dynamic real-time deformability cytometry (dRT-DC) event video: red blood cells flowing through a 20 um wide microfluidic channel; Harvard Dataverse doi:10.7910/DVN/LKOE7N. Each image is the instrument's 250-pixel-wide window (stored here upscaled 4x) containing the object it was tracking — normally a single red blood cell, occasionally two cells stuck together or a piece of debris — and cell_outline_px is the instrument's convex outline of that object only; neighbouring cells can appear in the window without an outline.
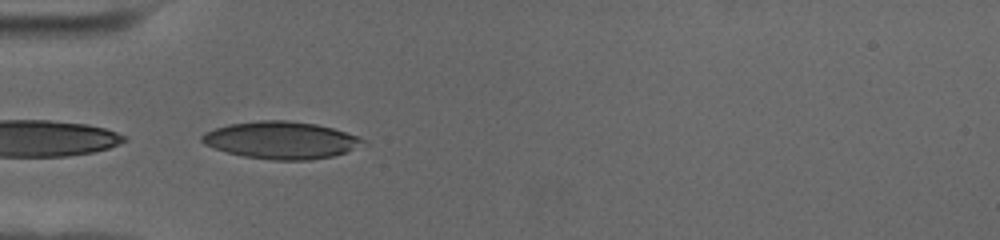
{"species": "human", "species_latin": "Homo sapiens", "temperature_condition": "cold", "stored_images_in_passage": 34, "camera_frame_rate_fps": 3000, "um_per_image_px": 0.085, "donor": {"sex": "female"}, "frame": {"image": 1, "passage_image": 1, "time_ms": 0.0, "image_size_px": [1000, 240], "cell_outline_px": [[368, 144], [332, 156], [312, 160], [272, 160], [244, 156], [228, 152], [204, 144], [200, 140], [200, 136], [204, 132], [228, 124], [260, 120], [288, 120], [316, 124], [332, 128], [360, 136], [368, 140]], "centroid_in_image_um": [23.94, 11.91], "position_along_channel_um": 61.1, "area_um2": 35.14}}
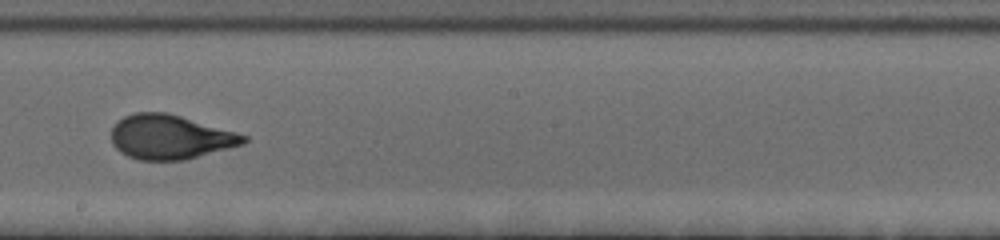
{"frame": {"image": 2, "passage_image": 16, "time_ms": 5.0, "image_size_px": [1000, 240], "cell_outline_px": [[248, 140], [244, 144], [184, 160], [140, 160], [128, 156], [120, 152], [112, 144], [112, 124], [116, 120], [124, 116], [136, 112], [168, 112], [236, 132], [248, 136]], "centroid_in_image_um": [14.44, 11.64], "position_along_channel_um": 233.8, "area_um2": 34.33}}
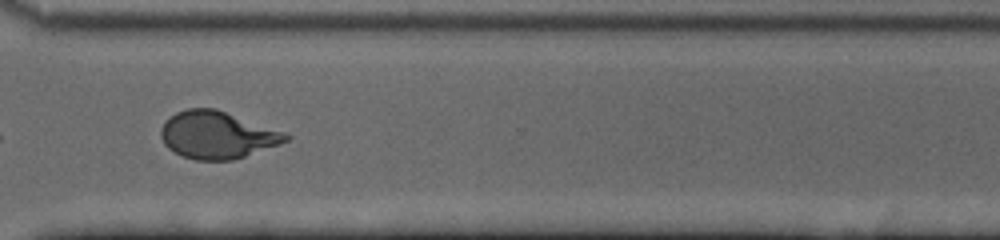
{"frame": {"image": 3, "passage_image": 26, "time_ms": 8.333, "image_size_px": [1000, 240], "cell_outline_px": [[292, 136], [288, 140], [280, 144], [232, 160], [196, 160], [184, 156], [168, 148], [164, 144], [160, 136], [160, 128], [176, 112], [188, 108], [216, 108], [284, 132]], "centroid_in_image_um": [18.46, 11.47], "position_along_channel_um": 352.1, "area_um2": 34.1}, "authors_computed_cell_mechanics": {"area_um2": 34.2754, "velocity_mm_per_s": 3.5477, "shape_relaxation_time_tau1_ms": 4.1865, "shape_relaxation_time_tau2_ms": 0.7335, "deformation_change_tau1": 0.1777, "deformation_change_tau2": 0.0552}}